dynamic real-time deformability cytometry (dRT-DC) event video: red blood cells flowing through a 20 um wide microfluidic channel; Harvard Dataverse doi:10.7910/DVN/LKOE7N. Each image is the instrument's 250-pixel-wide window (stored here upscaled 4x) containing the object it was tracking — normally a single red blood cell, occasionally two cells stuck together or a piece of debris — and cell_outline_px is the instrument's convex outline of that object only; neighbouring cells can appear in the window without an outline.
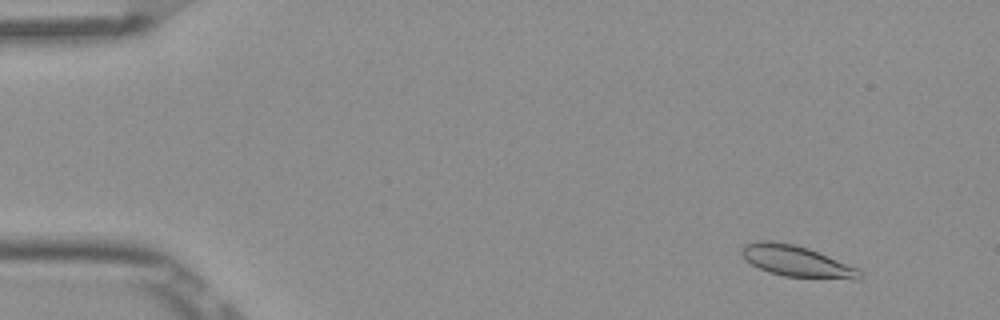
{"species": "Egyptian fruit bat (a non-hibernating species)", "species_latin": "Rousettus aegyptiacus", "temperature_condition": "room temperature", "stored_images_in_passage": 17, "camera_frame_rate_fps": 3000, "um_per_image_px": 0.085, "frame": {"image": 1, "passage_image": 5, "time_ms": 1.333, "image_size_px": [1000, 320], "cell_outline_px": [[864, 276], [860, 280], [852, 280], [784, 276], [768, 272], [744, 260], [740, 252], [740, 248], [744, 244], [756, 240], [772, 240], [796, 244], [808, 248], [828, 256], [856, 268]], "centroid_in_image_um": [67.67, 22.19], "position_along_channel_um": 17.3, "area_um2": 21.73}}
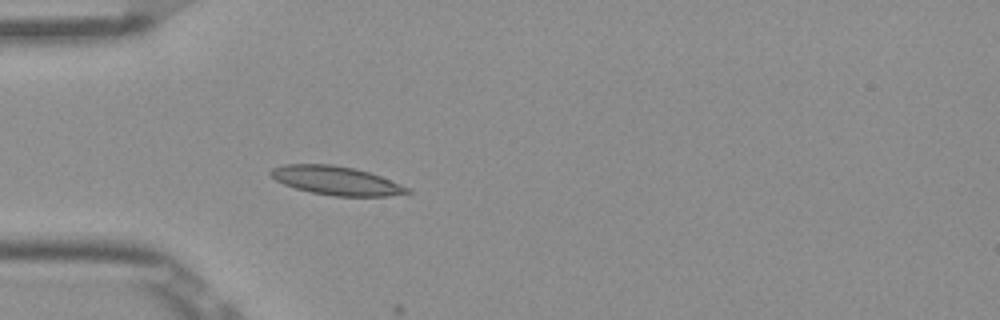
{"frame": {"image": 2, "passage_image": 16, "time_ms": 5.0, "image_size_px": [1000, 320], "cell_outline_px": [[412, 192], [388, 196], [332, 196], [312, 192], [296, 188], [284, 184], [276, 180], [268, 172], [272, 168], [284, 164], [332, 164], [356, 168], [380, 176], [412, 188]], "centroid_in_image_um": [28.6, 15.34], "position_along_channel_um": 56.4, "area_um2": 22.89}}